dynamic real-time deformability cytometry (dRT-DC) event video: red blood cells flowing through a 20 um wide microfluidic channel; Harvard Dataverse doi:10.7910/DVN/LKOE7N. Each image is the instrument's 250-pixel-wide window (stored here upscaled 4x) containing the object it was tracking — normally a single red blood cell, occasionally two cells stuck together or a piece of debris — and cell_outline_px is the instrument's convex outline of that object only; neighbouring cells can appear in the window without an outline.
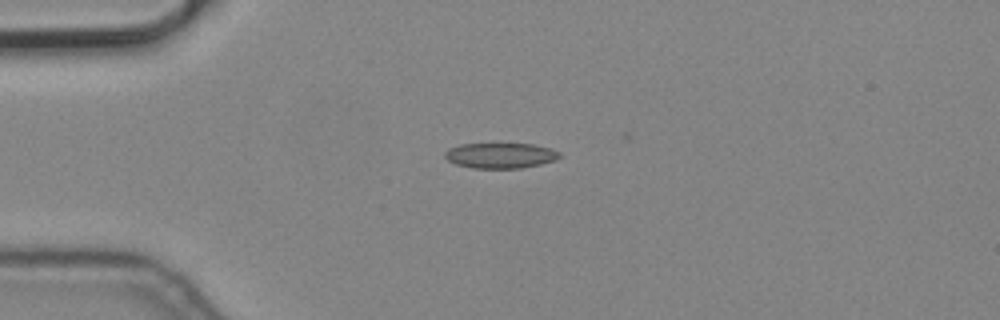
{"species": "common noctule bat (a hibernating species)", "species_latin": "Nyctalus noctula", "temperature_condition": "cold", "stored_images_in_passage": 4, "camera_frame_rate_fps": 3000, "um_per_image_px": 0.085, "animal": {"sex": "male", "body_mass_g": 19.2, "forearm_length_mm": 51.8}, "frame": {"image": 1, "passage_image": 1, "time_ms": 0.0, "image_size_px": [1000, 320], "cell_outline_px": [[560, 156], [556, 160], [540, 164], [520, 168], [472, 168], [456, 164], [448, 160], [444, 156], [444, 152], [448, 148], [460, 144], [532, 144], [552, 148], [560, 152]], "centroid_in_image_um": [42.53, 13.21], "position_along_channel_um": 42.5, "area_um2": 16.99}}
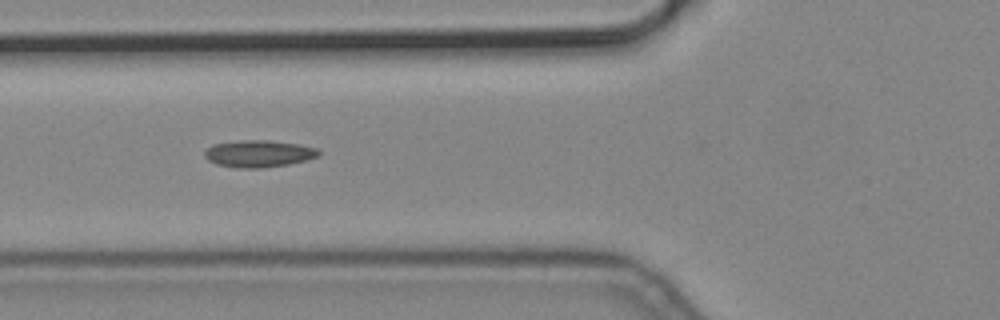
{"frame": {"image": 2, "passage_image": 3, "time_ms": 0.667, "image_size_px": [1000, 320], "cell_outline_px": [[320, 152], [316, 156], [308, 160], [288, 164], [260, 168], [236, 168], [216, 164], [208, 160], [204, 156], [204, 152], [212, 144], [244, 140], [268, 140], [300, 144], [316, 148]], "centroid_in_image_um": [21.97, 13.06], "position_along_channel_um": 103.8, "area_um2": 17.92}}
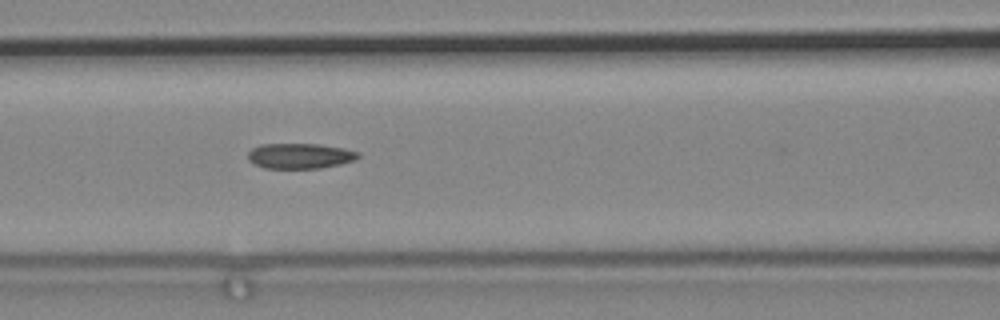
{"frame": {"image": 3, "passage_image": 4, "time_ms": 1.0, "image_size_px": [1000, 320], "cell_outline_px": [[360, 156], [356, 160], [340, 164], [320, 168], [264, 168], [248, 160], [248, 152], [252, 148], [260, 144], [320, 144], [344, 148], [360, 152]], "centroid_in_image_um": [25.52, 13.24], "position_along_channel_um": 141.1, "area_um2": 16.36}}